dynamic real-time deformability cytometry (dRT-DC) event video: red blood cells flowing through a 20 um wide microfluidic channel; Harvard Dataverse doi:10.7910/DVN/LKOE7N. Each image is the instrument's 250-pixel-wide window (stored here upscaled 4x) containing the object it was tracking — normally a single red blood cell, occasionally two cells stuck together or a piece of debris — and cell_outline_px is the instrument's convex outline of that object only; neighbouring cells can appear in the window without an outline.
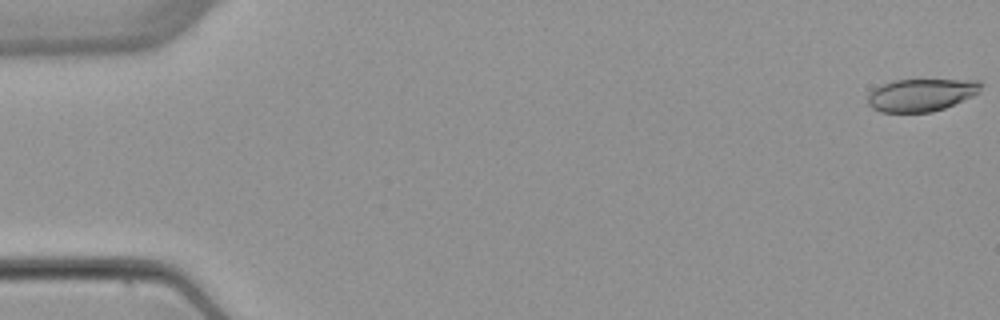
{"species": "common noctule bat (a hibernating species)", "species_latin": "Nyctalus noctula", "temperature_condition": "warm", "stored_images_in_passage": 6, "camera_frame_rate_fps": 3000, "um_per_image_px": 0.085, "animal": {"sex": "female", "body_mass_g": 22.7, "forearm_length_mm": 54.2}, "frame": {"image": 1, "passage_image": 1, "time_ms": 0.0, "image_size_px": [1000, 320], "cell_outline_px": [[984, 84], [980, 92], [972, 96], [944, 108], [932, 112], [880, 112], [872, 108], [868, 104], [868, 92], [892, 80], [980, 80]], "centroid_in_image_um": [78.32, 8.06], "position_along_channel_um": 6.7, "area_um2": 21.5}}
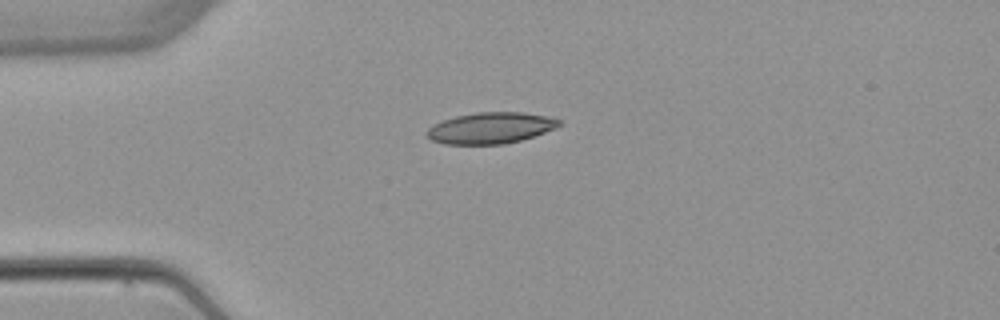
{"frame": {"image": 2, "passage_image": 4, "time_ms": 4.333, "image_size_px": [1000, 320], "cell_outline_px": [[560, 124], [556, 128], [520, 140], [504, 144], [444, 144], [432, 140], [424, 132], [428, 128], [444, 120], [456, 116], [476, 112], [524, 112], [548, 116], [560, 120]], "centroid_in_image_um": [41.7, 10.87], "position_along_channel_um": 43.3, "area_um2": 23.87}}
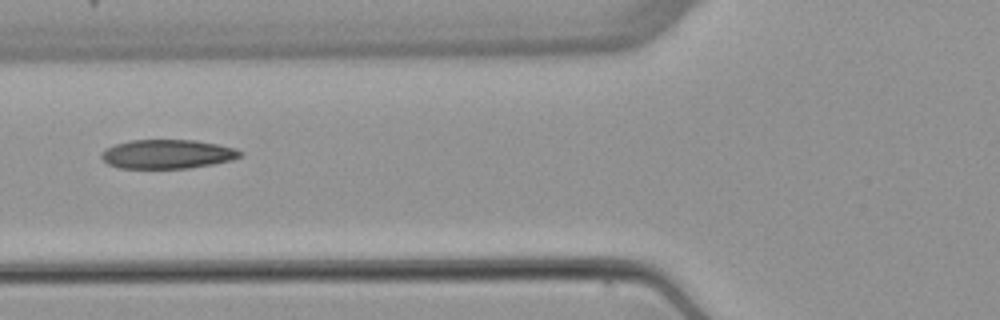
{"frame": {"image": 3, "passage_image": 6, "time_ms": 6.667, "image_size_px": [1000, 320], "cell_outline_px": [[244, 152], [240, 156], [232, 160], [212, 164], [188, 168], [120, 168], [108, 164], [100, 156], [100, 152], [104, 148], [116, 144], [132, 140], [196, 140], [236, 148]], "centroid_in_image_um": [14.21, 13.09], "position_along_channel_um": 111.6, "area_um2": 23.52}}